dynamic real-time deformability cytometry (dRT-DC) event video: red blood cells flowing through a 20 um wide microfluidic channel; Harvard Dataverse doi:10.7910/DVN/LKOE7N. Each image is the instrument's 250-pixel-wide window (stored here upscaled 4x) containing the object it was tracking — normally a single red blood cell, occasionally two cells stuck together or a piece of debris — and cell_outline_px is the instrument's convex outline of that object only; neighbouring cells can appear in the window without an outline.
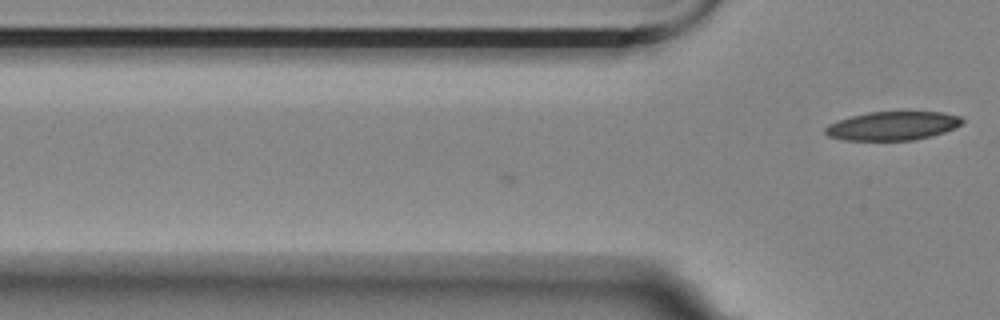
{"species": "Egyptian fruit bat (a non-hibernating species)", "species_latin": "Rousettus aegyptiacus", "temperature_condition": "room temperature", "stored_images_in_passage": 5, "camera_frame_rate_fps": 3000, "um_per_image_px": 0.085, "animal": {"sex": "female"}, "frame": {"image": 1, "passage_image": 5, "time_ms": 1.333, "image_size_px": [1000, 320], "cell_outline_px": [[964, 120], [960, 124], [944, 132], [932, 136], [912, 140], [844, 140], [828, 136], [824, 132], [824, 128], [828, 124], [852, 116], [868, 112], [944, 112], [960, 116]], "centroid_in_image_um": [75.86, 10.7], "position_along_channel_um": 49.9, "area_um2": 22.77}}